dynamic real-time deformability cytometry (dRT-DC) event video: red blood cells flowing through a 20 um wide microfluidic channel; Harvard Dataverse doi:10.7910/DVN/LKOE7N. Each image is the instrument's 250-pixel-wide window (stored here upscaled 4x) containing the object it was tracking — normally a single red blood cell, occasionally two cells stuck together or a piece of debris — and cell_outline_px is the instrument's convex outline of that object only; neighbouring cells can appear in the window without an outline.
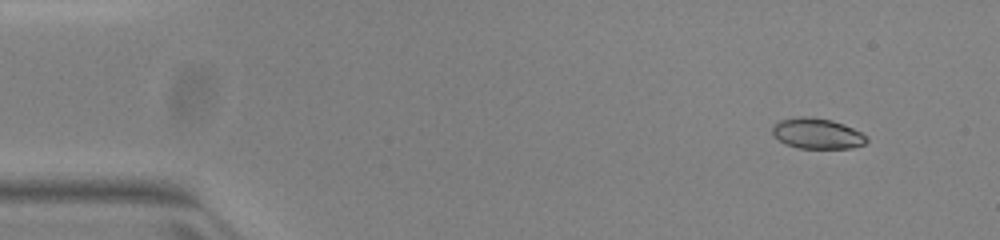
{"species": "common noctule bat (a hibernating species)", "species_latin": "Nyctalus noctula", "temperature_condition": "warm", "stored_images_in_passage": 48, "camera_frame_rate_fps": 3000, "um_per_image_px": 0.085, "animal": {"sex": "female", "body_mass_g": 23.0, "forearm_length_mm": 53.4}, "frame": {"image": 1, "passage_image": 1, "time_ms": 0.0, "image_size_px": [1000, 240], "cell_outline_px": [[868, 140], [864, 144], [852, 148], [800, 148], [784, 144], [772, 132], [772, 128], [780, 120], [800, 116], [808, 116], [832, 120], [844, 124], [868, 136]], "centroid_in_image_um": [69.48, 11.35], "position_along_channel_um": 15.5, "area_um2": 16.7}}
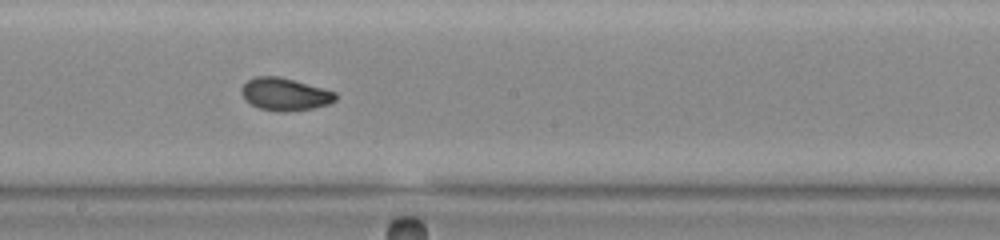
{"frame": {"image": 2, "passage_image": 25, "time_ms": 8.0, "image_size_px": [1000, 240], "cell_outline_px": [[336, 100], [328, 104], [312, 108], [284, 112], [276, 112], [260, 108], [252, 104], [240, 92], [240, 88], [248, 80], [256, 76], [280, 76], [336, 92]], "centroid_in_image_um": [24.21, 8.0], "position_along_channel_um": 224.0, "area_um2": 17.69}}
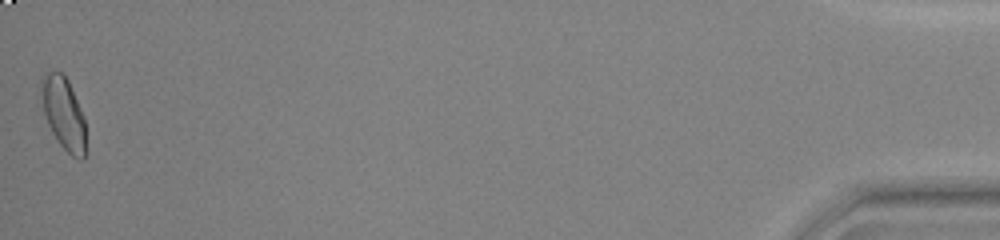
{"frame": {"image": 3, "passage_image": 48, "time_ms": 15.667, "image_size_px": [1000, 240], "cell_outline_px": [[88, 152], [84, 160], [80, 160], [72, 156], [60, 144], [52, 132], [48, 124], [44, 112], [40, 92], [44, 80], [48, 72], [60, 72], [68, 80], [84, 116]], "centroid_in_image_um": [5.47, 9.75], "position_along_channel_um": 429.7, "area_um2": 18.79}, "authors_computed_cell_mechanics": {"area_um2": 17.4845, "velocity_mm_per_s": 3.9739, "shape_relaxation_time_tau1_ms": 4.7584, "shape_relaxation_time_tau2_ms": 1.129, "deformation_change_tau1": 0.1472, "deformation_change_tau2": 0.0442}}